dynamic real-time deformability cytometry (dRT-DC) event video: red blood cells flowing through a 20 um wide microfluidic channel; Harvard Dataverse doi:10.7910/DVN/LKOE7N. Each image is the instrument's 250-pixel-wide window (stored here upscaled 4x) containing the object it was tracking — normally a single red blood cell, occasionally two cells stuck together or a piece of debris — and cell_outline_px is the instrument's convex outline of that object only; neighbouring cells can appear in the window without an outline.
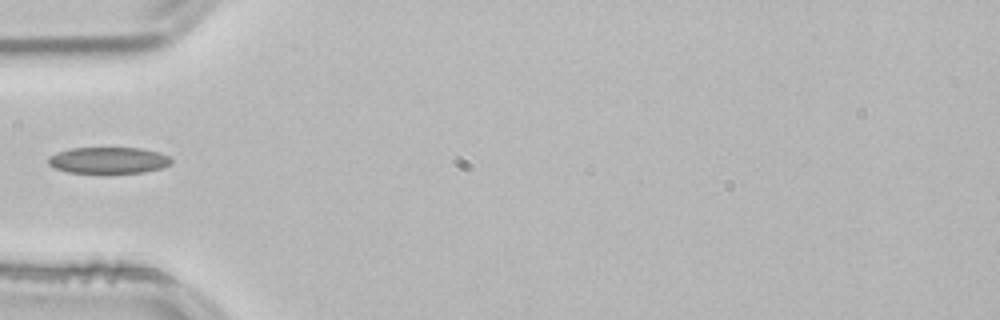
{"species": "common noctule bat (a hibernating species)", "species_latin": "Nyctalus noctula", "temperature_condition": "room temperature", "stored_images_in_passage": 8, "camera_frame_rate_fps": 3000, "um_per_image_px": 0.085, "animal": {"sex": "male", "body_mass_g": 21.5, "forearm_length_mm": 52.0}, "frame": {"image": 1, "passage_image": 1, "time_ms": 0.0, "image_size_px": [1000, 320], "cell_outline_px": [[172, 164], [160, 168], [144, 172], [68, 172], [56, 168], [48, 164], [48, 156], [56, 152], [72, 148], [140, 148], [160, 152], [168, 156], [172, 160]], "centroid_in_image_um": [9.22, 13.61], "position_along_channel_um": 75.8, "area_um2": 18.73}}